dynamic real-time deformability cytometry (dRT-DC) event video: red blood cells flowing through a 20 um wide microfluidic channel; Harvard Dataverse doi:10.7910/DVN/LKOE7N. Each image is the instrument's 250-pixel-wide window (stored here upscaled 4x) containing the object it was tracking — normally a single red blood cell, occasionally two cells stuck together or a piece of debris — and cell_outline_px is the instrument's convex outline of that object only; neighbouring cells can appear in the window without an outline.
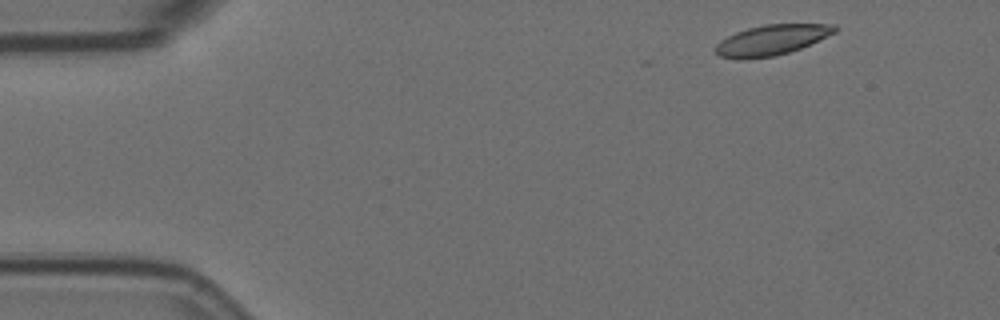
{"species": "Egyptian fruit bat (a non-hibernating species)", "species_latin": "Rousettus aegyptiacus", "temperature_condition": "room temperature", "stored_images_in_passage": 4, "camera_frame_rate_fps": 3000, "um_per_image_px": 0.085, "animal": {"sex": "female"}, "frame": {"image": 1, "passage_image": 1, "time_ms": 0.0, "image_size_px": [1000, 320], "cell_outline_px": [[836, 32], [800, 48], [776, 56], [744, 60], [740, 60], [720, 56], [716, 52], [716, 44], [720, 40], [736, 32], [748, 28], [764, 24], [836, 24]], "centroid_in_image_um": [65.56, 3.41], "position_along_channel_um": 19.4, "area_um2": 21.04}}
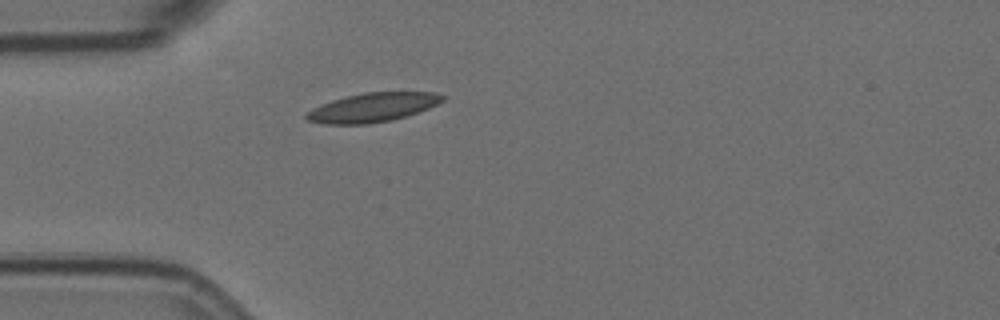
{"frame": {"image": 2, "passage_image": 4, "time_ms": 1.0, "image_size_px": [1000, 320], "cell_outline_px": [[444, 100], [428, 108], [392, 120], [368, 124], [324, 124], [308, 120], [304, 116], [304, 112], [312, 108], [332, 100], [364, 92], [436, 92], [444, 96]], "centroid_in_image_um": [31.63, 9.13], "position_along_channel_um": 53.4, "area_um2": 22.89}}